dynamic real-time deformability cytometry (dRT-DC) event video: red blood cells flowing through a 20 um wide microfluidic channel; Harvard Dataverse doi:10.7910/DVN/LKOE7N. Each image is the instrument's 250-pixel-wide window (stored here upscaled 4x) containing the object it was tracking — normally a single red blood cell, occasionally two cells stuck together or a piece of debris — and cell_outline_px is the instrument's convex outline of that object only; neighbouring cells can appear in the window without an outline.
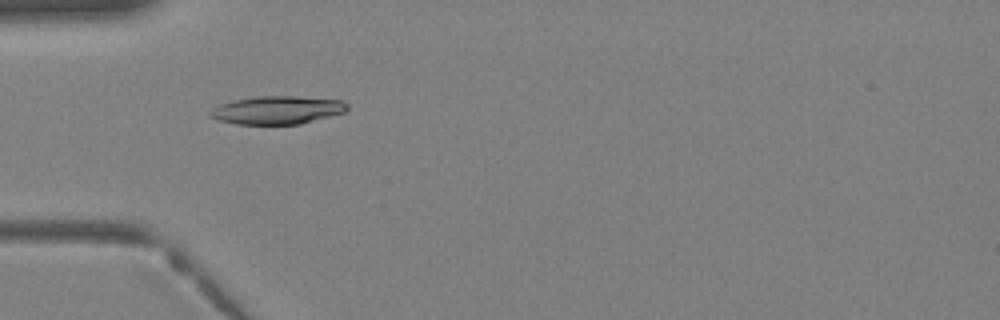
{"species": "Egyptian fruit bat (a non-hibernating species)", "species_latin": "Rousettus aegyptiacus", "temperature_condition": "warm", "stored_images_in_passage": 26, "camera_frame_rate_fps": 3000, "um_per_image_px": 0.085, "animal": {"sex": "female"}, "frame": {"image": 1, "passage_image": 4, "time_ms": 1.0, "image_size_px": [1000, 320], "cell_outline_px": [[348, 108], [344, 112], [300, 124], [236, 124], [220, 120], [212, 116], [208, 112], [212, 108], [220, 104], [232, 100], [256, 96], [296, 96], [344, 100], [348, 104]], "centroid_in_image_um": [23.58, 9.34], "position_along_channel_um": 61.4, "area_um2": 22.43}}
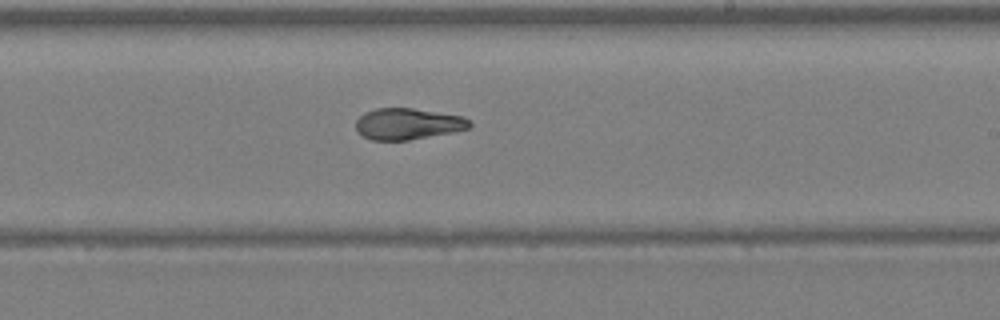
{"frame": {"image": 2, "passage_image": 15, "time_ms": 4.667, "image_size_px": [1000, 320], "cell_outline_px": [[472, 124], [468, 128], [452, 132], [408, 140], [372, 140], [356, 132], [356, 120], [364, 112], [376, 108], [412, 108], [464, 116], [472, 120]], "centroid_in_image_um": [34.66, 10.52], "position_along_channel_um": 254.3, "area_um2": 20.81}}
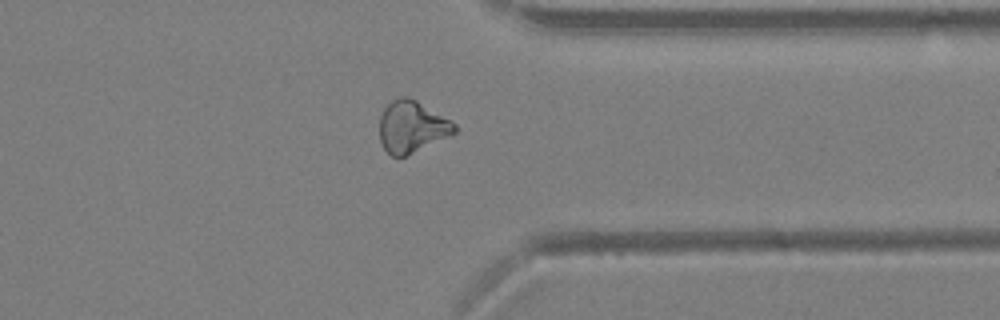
{"frame": {"image": 3, "passage_image": 22, "time_ms": 7.0, "image_size_px": [1000, 320], "cell_outline_px": [[456, 132], [404, 156], [392, 156], [384, 148], [380, 140], [380, 116], [384, 108], [392, 100], [400, 96], [408, 96], [416, 100], [452, 120], [456, 124]], "centroid_in_image_um": [35.0, 10.74], "position_along_channel_um": 376.4, "area_um2": 22.31}}